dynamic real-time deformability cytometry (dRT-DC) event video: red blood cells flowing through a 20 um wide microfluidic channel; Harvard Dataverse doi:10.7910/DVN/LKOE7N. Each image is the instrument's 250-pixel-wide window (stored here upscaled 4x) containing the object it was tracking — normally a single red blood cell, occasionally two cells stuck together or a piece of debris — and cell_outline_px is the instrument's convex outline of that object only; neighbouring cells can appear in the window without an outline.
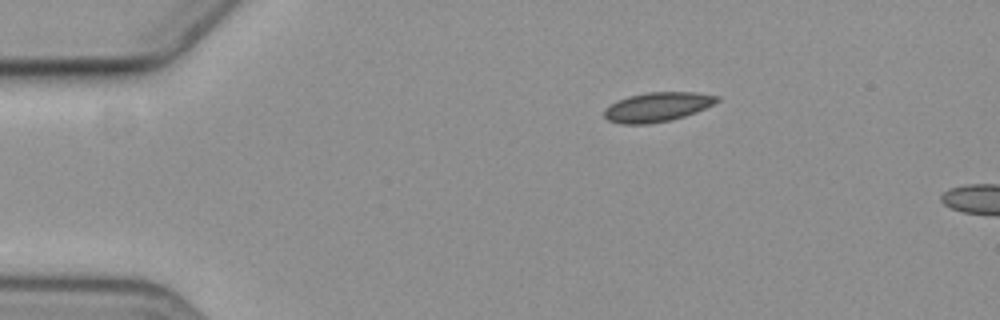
{"species": "common noctule bat (a hibernating species)", "species_latin": "Nyctalus noctula", "temperature_condition": "cold", "stored_images_in_passage": 3, "camera_frame_rate_fps": 3000, "um_per_image_px": 0.085, "animal": {"sex": "female", "body_mass_g": 19.3, "forearm_length_mm": 54.1}, "frame": {"image": 1, "passage_image": 1, "time_ms": 0.0, "image_size_px": [1000, 320], "cell_outline_px": [[720, 100], [704, 108], [684, 116], [672, 120], [648, 124], [620, 124], [608, 120], [604, 116], [604, 108], [616, 100], [628, 96], [648, 92], [696, 92], [720, 96]], "centroid_in_image_um": [55.84, 9.09], "position_along_channel_um": 29.2, "area_um2": 19.36}}